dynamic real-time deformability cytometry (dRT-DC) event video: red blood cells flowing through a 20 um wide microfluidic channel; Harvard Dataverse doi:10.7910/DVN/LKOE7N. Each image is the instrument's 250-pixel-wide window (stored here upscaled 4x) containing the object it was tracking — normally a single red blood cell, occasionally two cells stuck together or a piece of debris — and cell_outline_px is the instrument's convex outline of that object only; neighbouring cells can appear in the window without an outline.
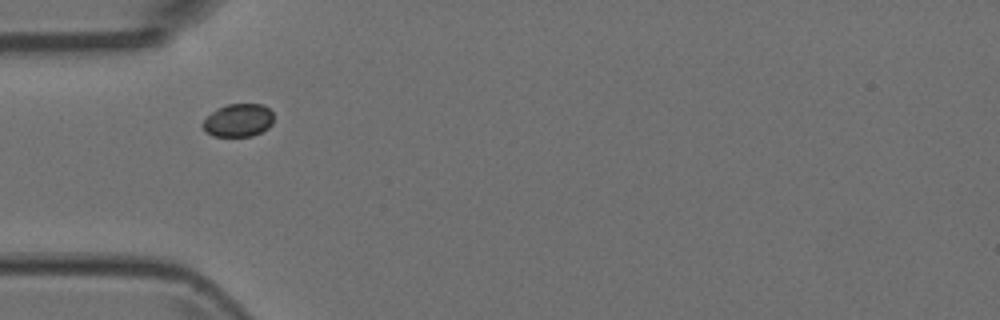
{"species": "Egyptian fruit bat (a non-hibernating species)", "species_latin": "Rousettus aegyptiacus", "temperature_condition": "room temperature", "stored_images_in_passage": 3, "camera_frame_rate_fps": 3000, "um_per_image_px": 0.085, "animal": {"sex": "female"}, "frame": {"image": 1, "passage_image": 1, "time_ms": 0.0, "image_size_px": [1000, 320], "cell_outline_px": [[272, 124], [268, 128], [252, 136], [212, 136], [204, 132], [200, 124], [216, 108], [228, 104], [260, 104], [268, 108], [272, 112]], "centroid_in_image_um": [20.21, 10.23], "position_along_channel_um": 64.8, "area_um2": 13.7}}
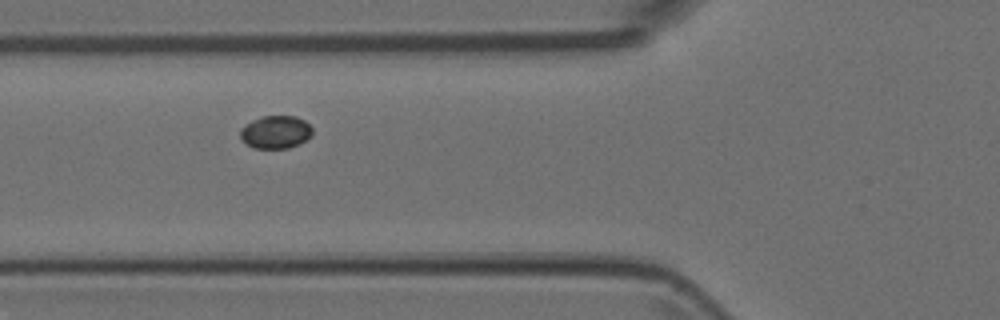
{"frame": {"image": 2, "passage_image": 2, "time_ms": 0.333, "image_size_px": [1000, 320], "cell_outline_px": [[312, 136], [300, 144], [288, 148], [252, 148], [240, 136], [240, 128], [244, 124], [260, 116], [296, 116], [304, 120], [312, 128]], "centroid_in_image_um": [23.43, 11.22], "position_along_channel_um": 102.4, "area_um2": 13.93}}
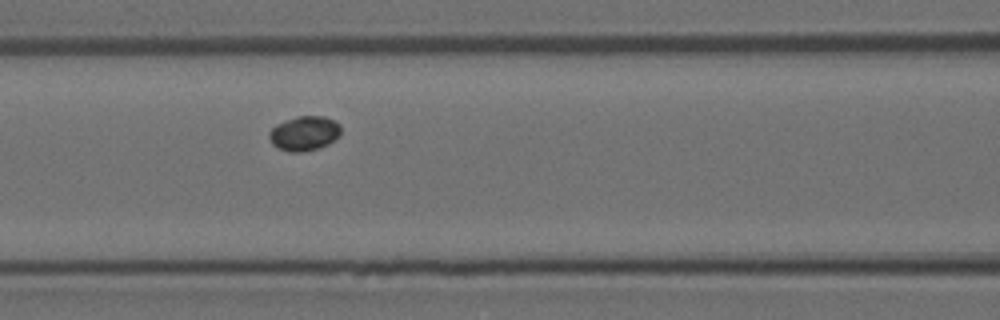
{"frame": {"image": 3, "passage_image": 3, "time_ms": 0.667, "image_size_px": [1000, 320], "cell_outline_px": [[340, 132], [328, 144], [316, 148], [300, 152], [292, 152], [276, 148], [272, 144], [268, 136], [268, 132], [276, 124], [296, 116], [324, 116], [340, 124]], "centroid_in_image_um": [25.81, 11.33], "position_along_channel_um": 140.8, "area_um2": 14.28}}